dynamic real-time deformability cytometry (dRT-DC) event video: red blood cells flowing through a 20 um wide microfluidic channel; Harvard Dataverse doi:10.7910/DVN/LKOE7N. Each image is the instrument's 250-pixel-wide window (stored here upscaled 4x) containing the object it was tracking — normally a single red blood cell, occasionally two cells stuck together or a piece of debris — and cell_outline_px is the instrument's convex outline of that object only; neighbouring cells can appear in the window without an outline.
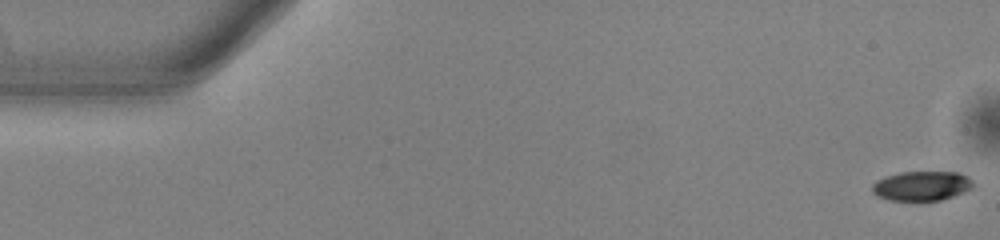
{"species": "common noctule bat (a hibernating species)", "species_latin": "Nyctalus noctula", "temperature_condition": "warm", "stored_images_in_passage": 54, "camera_frame_rate_fps": 3000, "um_per_image_px": 0.085, "animal": {"sex": "male", "body_mass_g": 13.0, "forearm_length_mm": 53.1}, "frame": {"image": 1, "passage_image": 1, "time_ms": 0.0, "image_size_px": [1000, 240], "cell_outline_px": [[976, 184], [972, 188], [964, 192], [940, 200], [888, 200], [872, 192], [872, 184], [876, 180], [884, 176], [900, 172], [960, 172], [968, 176]], "centroid_in_image_um": [78.37, 15.78], "position_along_channel_um": 6.6, "area_um2": 17.46}}
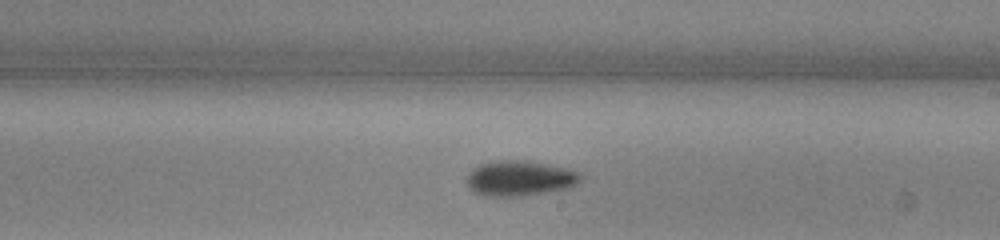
{"frame": {"image": 2, "passage_image": 31, "time_ms": 10.0, "image_size_px": [1000, 240], "cell_outline_px": [[580, 180], [576, 184], [568, 188], [524, 196], [484, 196], [476, 192], [468, 184], [468, 172], [480, 164], [492, 160], [528, 160], [564, 168], [580, 172]], "centroid_in_image_um": [44.17, 15.14], "position_along_channel_um": 244.8, "area_um2": 23.24}}
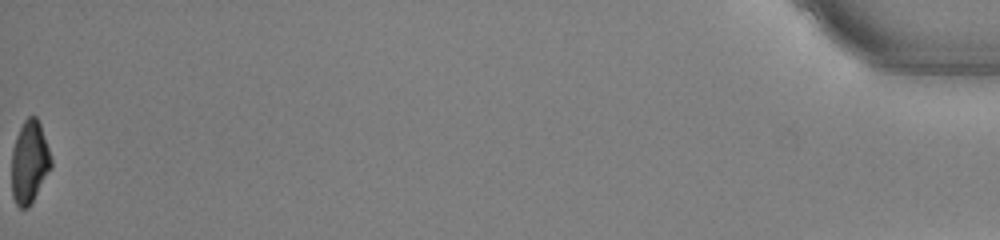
{"frame": {"image": 3, "passage_image": 54, "time_ms": 17.667, "image_size_px": [1000, 240], "cell_outline_px": [[52, 168], [28, 208], [20, 208], [16, 204], [12, 196], [12, 152], [16, 136], [24, 120], [28, 116], [36, 116], [40, 124], [52, 160]], "centroid_in_image_um": [2.5, 13.79], "position_along_channel_um": 432.7, "area_um2": 18.9}, "authors_computed_cell_mechanics": {"area_um2": 20.3167, "velocity_mm_per_s": 3.8587, "shape_relaxation_time_tau1_ms": 2.7683, "shape_relaxation_time_tau2_ms": null, "deformation_change_tau1": 0.1388, "deformation_change_tau2": null}}